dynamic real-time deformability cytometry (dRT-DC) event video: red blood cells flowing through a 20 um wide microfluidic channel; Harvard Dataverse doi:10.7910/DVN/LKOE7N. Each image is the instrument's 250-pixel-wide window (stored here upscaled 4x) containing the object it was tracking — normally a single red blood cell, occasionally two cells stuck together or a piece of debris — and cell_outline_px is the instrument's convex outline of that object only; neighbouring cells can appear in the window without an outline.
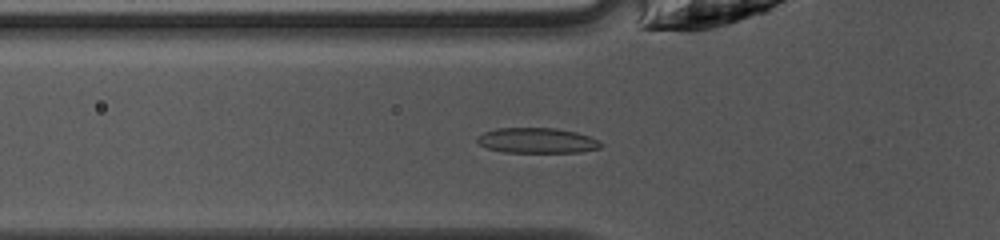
{"species": "common noctule bat (a hibernating species)", "species_latin": "Nyctalus noctula", "temperature_condition": "warm", "stored_images_in_passage": 35, "camera_frame_rate_fps": 3000, "um_per_image_px": 0.085, "animal": {"sex": "female", "body_mass_g": 10.0, "forearm_length_mm": 53.1}, "frame": {"image": 1, "passage_image": 4, "time_ms": 1.0, "image_size_px": [1000, 240], "cell_outline_px": [[604, 144], [600, 148], [580, 152], [504, 152], [488, 148], [480, 144], [476, 140], [476, 136], [484, 132], [496, 128], [556, 128], [576, 132], [588, 136]], "centroid_in_image_um": [45.63, 11.94], "position_along_channel_um": 80.2, "area_um2": 18.15}}
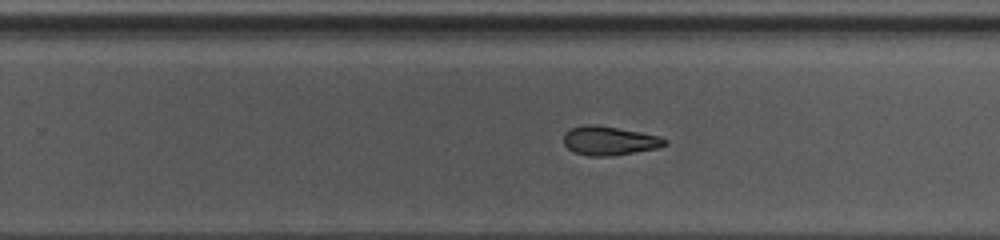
{"frame": {"image": 2, "passage_image": 18, "time_ms": 5.667, "image_size_px": [1000, 240], "cell_outline_px": [[668, 144], [656, 148], [612, 156], [588, 156], [576, 152], [568, 148], [564, 144], [564, 132], [572, 128], [584, 124], [596, 124], [640, 132], [660, 136], [668, 140]], "centroid_in_image_um": [51.79, 11.95], "position_along_channel_um": 278.0, "area_um2": 17.05}}
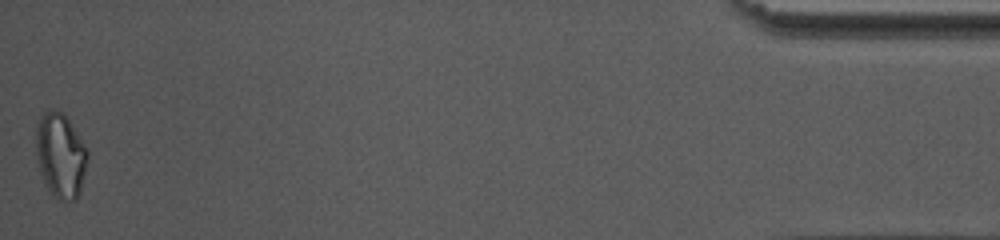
{"frame": {"image": 3, "passage_image": 35, "time_ms": 11.333, "image_size_px": [1000, 240], "cell_outline_px": [[88, 160], [80, 192], [76, 200], [60, 200], [44, 184], [40, 172], [36, 152], [36, 124], [40, 116], [44, 112], [52, 108], [64, 112], [88, 148]], "centroid_in_image_um": [5.16, 13.16], "position_along_channel_um": 430.0, "area_um2": 25.78}, "authors_computed_cell_mechanics": {"area_um2": 17.3978, "velocity_mm_per_s": 4.215, "shape_relaxation_time_tau1_ms": null, "shape_relaxation_time_tau2_ms": 6.4535, "deformation_change_tau1": null, "deformation_change_tau2": 0.1605}}